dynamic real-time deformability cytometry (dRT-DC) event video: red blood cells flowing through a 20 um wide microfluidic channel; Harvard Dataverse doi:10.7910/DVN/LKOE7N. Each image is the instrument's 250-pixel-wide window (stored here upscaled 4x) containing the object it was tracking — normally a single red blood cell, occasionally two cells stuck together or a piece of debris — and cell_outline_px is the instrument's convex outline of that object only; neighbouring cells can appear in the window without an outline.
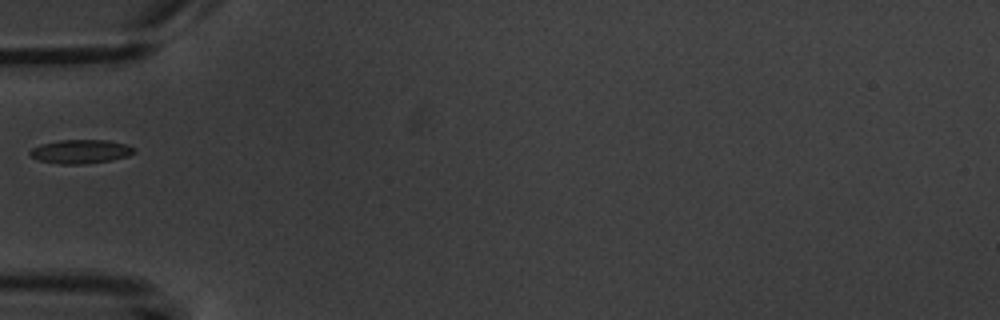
{"species": "common noctule bat (a hibernating species)", "species_latin": "Nyctalus noctula", "temperature_condition": "warm", "stored_images_in_passage": 5, "camera_frame_rate_fps": 3000, "um_per_image_px": 0.085, "animal": {"sex": "male", "body_mass_g": 20.1, "forearm_length_mm": 53.5}, "frame": {"image": 1, "passage_image": 5, "time_ms": 5.667, "image_size_px": [1000, 320], "cell_outline_px": [[136, 152], [128, 156], [112, 160], [84, 164], [60, 164], [40, 160], [32, 156], [28, 152], [32, 148], [40, 144], [60, 140], [108, 140], [124, 144], [136, 148]], "centroid_in_image_um": [6.88, 12.88], "position_along_channel_um": 78.1, "area_um2": 14.45}}